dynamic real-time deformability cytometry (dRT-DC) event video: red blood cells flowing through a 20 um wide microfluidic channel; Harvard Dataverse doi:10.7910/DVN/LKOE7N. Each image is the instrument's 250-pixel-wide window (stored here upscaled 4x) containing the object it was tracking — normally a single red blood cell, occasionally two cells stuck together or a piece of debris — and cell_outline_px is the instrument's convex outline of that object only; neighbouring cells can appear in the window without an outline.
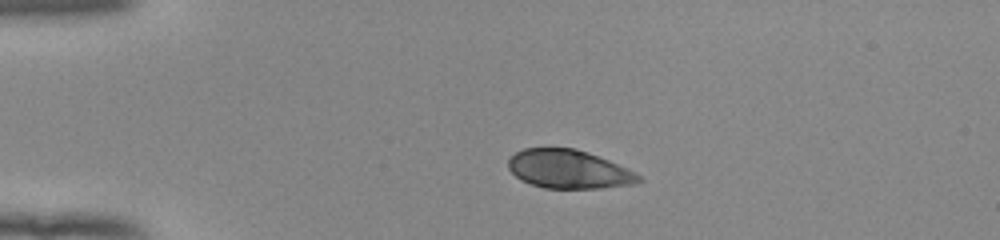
{"species": "human", "species_latin": "Homo sapiens", "temperature_condition": "room temperature", "stored_images_in_passage": 41, "camera_frame_rate_fps": 3000, "um_per_image_px": 0.085, "donor": {"sex": "female"}, "frame": {"image": 1, "passage_image": 1, "time_ms": 0.0, "image_size_px": [1000, 240], "cell_outline_px": [[644, 180], [636, 184], [600, 188], [544, 188], [520, 180], [508, 168], [508, 160], [516, 152], [524, 148], [576, 148], [588, 152], [628, 168], [640, 176]], "centroid_in_image_um": [48.36, 14.38], "position_along_channel_um": 36.6, "area_um2": 29.36}}
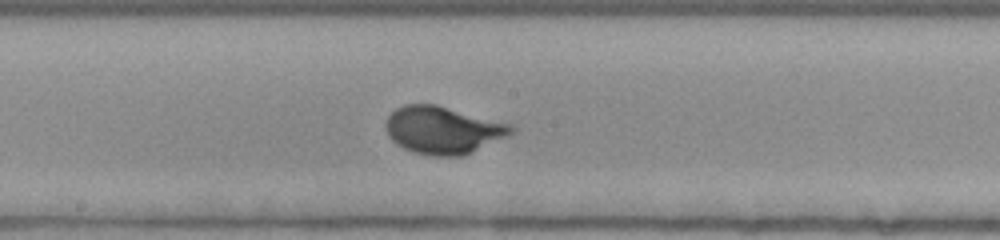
{"frame": {"image": 2, "passage_image": 18, "time_ms": 5.667, "image_size_px": [1000, 240], "cell_outline_px": [[516, 128], [508, 136], [472, 152], [460, 156], [432, 156], [412, 152], [396, 144], [388, 136], [384, 124], [388, 116], [396, 108], [404, 104], [436, 104], [512, 124]], "centroid_in_image_um": [37.64, 11.05], "position_along_channel_um": 210.6, "area_um2": 34.85}}
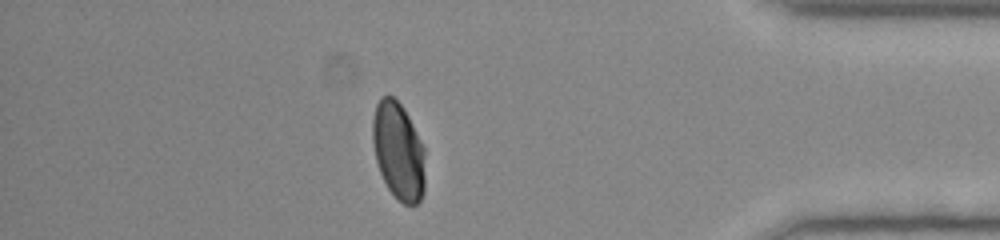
{"frame": {"image": 3, "passage_image": 35, "time_ms": 11.333, "image_size_px": [1000, 240], "cell_outline_px": [[424, 192], [420, 200], [416, 204], [404, 204], [388, 188], [380, 172], [376, 160], [372, 140], [372, 120], [376, 104], [380, 96], [392, 96], [404, 108], [424, 148]], "centroid_in_image_um": [33.85, 12.81], "position_along_channel_um": 401.4, "area_um2": 29.59}, "authors_computed_cell_mechanics": {"area_um2": 32.1368, "velocity_mm_per_s": 3.9285, "shape_relaxation_time_tau1_ms": 2.3824, "shape_relaxation_time_tau2_ms": null, "deformation_change_tau1": 0.161, "deformation_change_tau2": null}}